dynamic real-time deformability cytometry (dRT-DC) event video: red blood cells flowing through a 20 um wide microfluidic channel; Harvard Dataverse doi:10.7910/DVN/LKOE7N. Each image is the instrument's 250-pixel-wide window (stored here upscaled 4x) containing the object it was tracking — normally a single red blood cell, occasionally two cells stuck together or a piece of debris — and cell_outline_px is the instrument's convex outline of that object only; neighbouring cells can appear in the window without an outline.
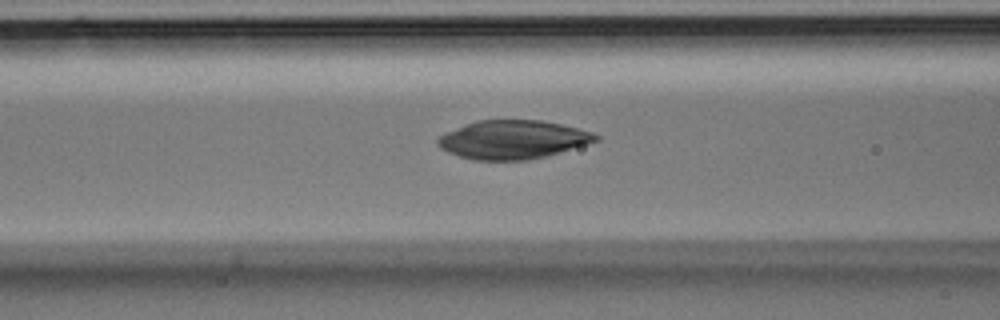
{"species": "Egyptian fruit bat (a non-hibernating species)", "species_latin": "Rousettus aegyptiacus", "temperature_condition": "room temperature", "stored_images_in_passage": 9, "camera_frame_rate_fps": 3000, "um_per_image_px": 0.085, "animal": {"sex": "male"}, "frame": {"image": 1, "passage_image": 7, "time_ms": 2.0, "image_size_px": [1000, 320], "cell_outline_px": [[600, 140], [544, 156], [524, 160], [476, 160], [460, 156], [448, 152], [440, 148], [436, 144], [436, 140], [440, 136], [448, 132], [476, 120], [540, 120], [560, 124], [592, 132], [600, 136]], "centroid_in_image_um": [43.58, 11.86], "position_along_channel_um": 123.0, "area_um2": 35.03}}